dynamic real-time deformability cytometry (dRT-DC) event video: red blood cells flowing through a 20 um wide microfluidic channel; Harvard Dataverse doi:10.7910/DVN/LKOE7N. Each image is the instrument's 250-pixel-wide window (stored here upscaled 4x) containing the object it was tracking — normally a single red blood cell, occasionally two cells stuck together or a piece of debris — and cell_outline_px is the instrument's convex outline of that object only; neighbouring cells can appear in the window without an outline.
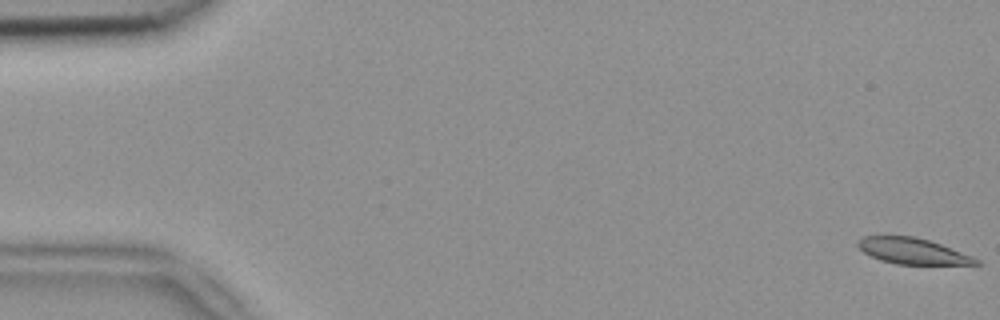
{"species": "common noctule bat (a hibernating species)", "species_latin": "Nyctalus noctula", "temperature_condition": "room temperature", "stored_images_in_passage": 5, "segment_of_instrument_passage": [2, 2], "camera_frame_rate_fps": 3000, "um_per_image_px": 0.085, "animal": {"sex": "female", "body_mass_g": 18.4}, "frame": {"image": 1, "passage_image": 5, "time_ms": 1.333, "image_size_px": [1000, 320], "cell_outline_px": [[980, 264], [896, 264], [880, 260], [864, 252], [856, 244], [864, 236], [884, 232], [912, 236], [928, 240], [940, 244], [972, 256], [980, 260]], "centroid_in_image_um": [77.48, 21.29], "position_along_channel_um": 7.5, "area_um2": 18.21}}